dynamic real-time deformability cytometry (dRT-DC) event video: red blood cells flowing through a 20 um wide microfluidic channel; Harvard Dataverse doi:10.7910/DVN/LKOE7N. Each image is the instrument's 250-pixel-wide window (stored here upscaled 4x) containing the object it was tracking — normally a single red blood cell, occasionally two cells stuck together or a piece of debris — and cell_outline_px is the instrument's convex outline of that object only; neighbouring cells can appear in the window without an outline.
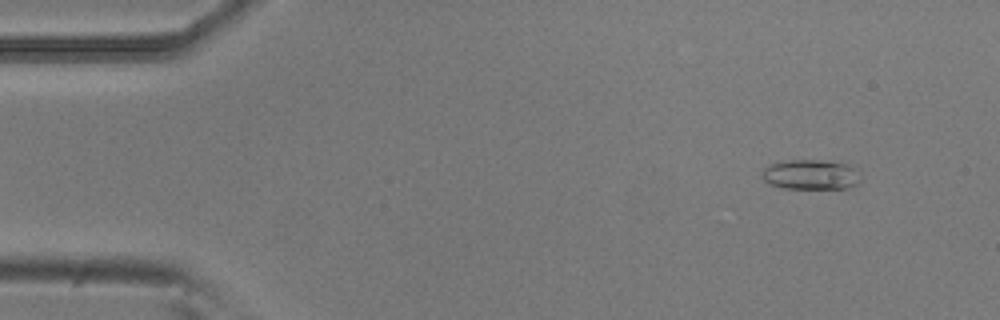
{"species": "common noctule bat (a hibernating species)", "species_latin": "Nyctalus noctula", "temperature_condition": "room temperature", "stored_images_in_passage": 4, "camera_frame_rate_fps": 3000, "um_per_image_px": 0.085, "animal": {"sex": "male", "body_mass_g": 20.5, "forearm_length_mm": 52.5}, "frame": {"image": 1, "passage_image": 2, "time_ms": 0.333, "image_size_px": [1000, 320], "cell_outline_px": [[860, 180], [856, 184], [848, 188], [784, 188], [768, 184], [760, 176], [764, 168], [772, 164], [792, 160], [820, 160], [844, 164], [852, 168]], "centroid_in_image_um": [68.84, 14.86], "position_along_channel_um": 16.2, "area_um2": 16.76}}